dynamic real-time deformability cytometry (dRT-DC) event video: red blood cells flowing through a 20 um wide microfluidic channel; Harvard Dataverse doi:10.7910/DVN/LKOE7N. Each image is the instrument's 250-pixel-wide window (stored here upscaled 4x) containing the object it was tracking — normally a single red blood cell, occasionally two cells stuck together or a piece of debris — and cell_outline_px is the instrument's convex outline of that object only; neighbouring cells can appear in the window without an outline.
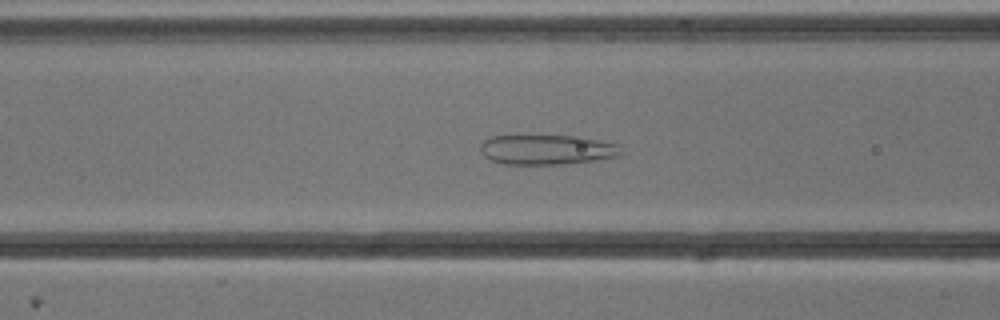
{"species": "common noctule bat (a hibernating species)", "species_latin": "Nyctalus noctula", "temperature_condition": "cold", "stored_images_in_passage": 42, "camera_frame_rate_fps": 3000, "um_per_image_px": 0.085, "animal": {"sex": "male", "body_mass_g": 13.3}, "frame": {"image": 1, "passage_image": 10, "time_ms": 3.0, "image_size_px": [1000, 320], "cell_outline_px": [[620, 156], [592, 160], [560, 164], [504, 164], [492, 160], [484, 156], [480, 148], [480, 144], [484, 140], [492, 136], [576, 136], [616, 144], [620, 152]], "centroid_in_image_um": [46.41, 12.72], "position_along_channel_um": 120.2, "area_um2": 23.99}}
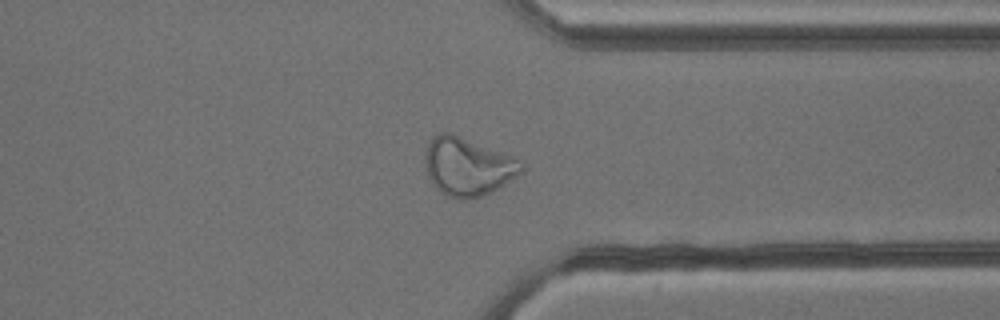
{"frame": {"image": 2, "passage_image": 30, "time_ms": 9.667, "image_size_px": [1000, 320], "cell_outline_px": [[524, 172], [496, 188], [480, 196], [468, 200], [456, 200], [444, 196], [432, 184], [428, 176], [424, 164], [424, 156], [428, 144], [432, 136], [440, 132], [448, 132], [512, 156], [520, 160], [524, 168]], "centroid_in_image_um": [39.71, 14.18], "position_along_channel_um": 371.7, "area_um2": 32.66}}
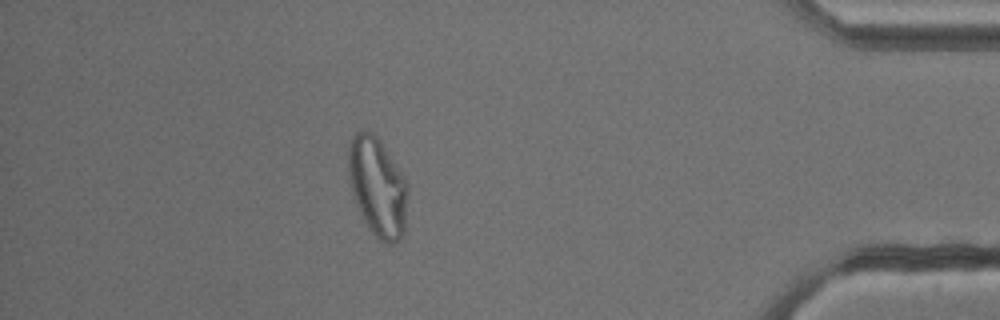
{"frame": {"image": 3, "passage_image": 36, "time_ms": 11.667, "image_size_px": [1000, 320], "cell_outline_px": [[408, 188], [404, 232], [400, 240], [396, 244], [388, 244], [380, 240], [372, 232], [364, 220], [356, 200], [352, 188], [348, 168], [348, 148], [352, 136], [356, 132], [364, 128], [372, 132], [380, 140], [404, 176], [408, 184]], "centroid_in_image_um": [32.11, 15.86], "position_along_channel_um": 403.1, "area_um2": 34.1}, "authors_computed_cell_mechanics": {"area_um2": 24.9407, "velocity_mm_per_s": 3.8122, "shape_relaxation_time_tau1_ms": null, "shape_relaxation_time_tau2_ms": 1.5662, "deformation_change_tau1": null, "deformation_change_tau2": 0.101}}